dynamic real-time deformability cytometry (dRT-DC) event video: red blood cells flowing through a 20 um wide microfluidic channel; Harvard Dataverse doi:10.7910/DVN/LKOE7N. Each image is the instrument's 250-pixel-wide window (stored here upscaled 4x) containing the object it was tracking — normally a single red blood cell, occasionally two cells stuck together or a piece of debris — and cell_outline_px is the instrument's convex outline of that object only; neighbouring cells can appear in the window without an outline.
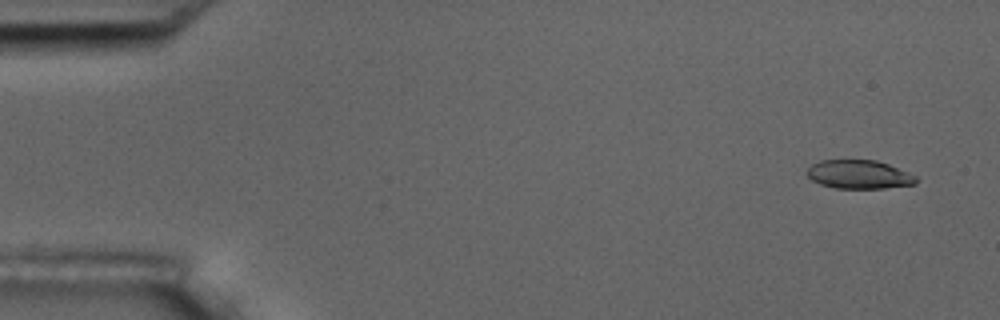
{"species": "common noctule bat (a hibernating species)", "species_latin": "Nyctalus noctula", "temperature_condition": "room temperature", "stored_images_in_passage": 5, "camera_frame_rate_fps": 3000, "um_per_image_px": 0.085, "animal": {"sex": "male", "body_mass_g": 17.5, "forearm_length_mm": 52.3}, "frame": {"image": 1, "passage_image": 1, "time_ms": 0.0, "image_size_px": [1000, 320], "cell_outline_px": [[916, 184], [884, 188], [836, 188], [820, 184], [812, 180], [804, 172], [812, 164], [820, 160], [876, 160], [888, 164], [908, 172], [916, 176]], "centroid_in_image_um": [72.99, 14.82], "position_along_channel_um": 12.0, "area_um2": 18.21}}
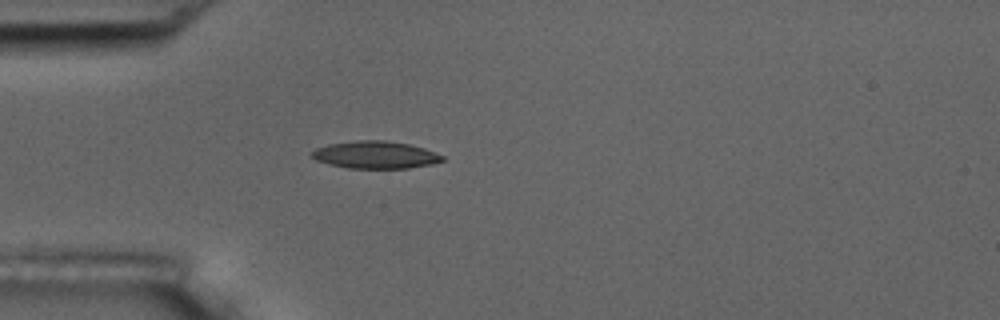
{"frame": {"image": 2, "passage_image": 5, "time_ms": 1.333, "image_size_px": [1000, 320], "cell_outline_px": [[444, 160], [432, 164], [408, 168], [348, 168], [328, 164], [316, 160], [308, 152], [316, 148], [328, 144], [356, 140], [384, 140], [408, 144], [424, 148], [444, 156]], "centroid_in_image_um": [31.87, 13.16], "position_along_channel_um": 53.1, "area_um2": 20.87}}